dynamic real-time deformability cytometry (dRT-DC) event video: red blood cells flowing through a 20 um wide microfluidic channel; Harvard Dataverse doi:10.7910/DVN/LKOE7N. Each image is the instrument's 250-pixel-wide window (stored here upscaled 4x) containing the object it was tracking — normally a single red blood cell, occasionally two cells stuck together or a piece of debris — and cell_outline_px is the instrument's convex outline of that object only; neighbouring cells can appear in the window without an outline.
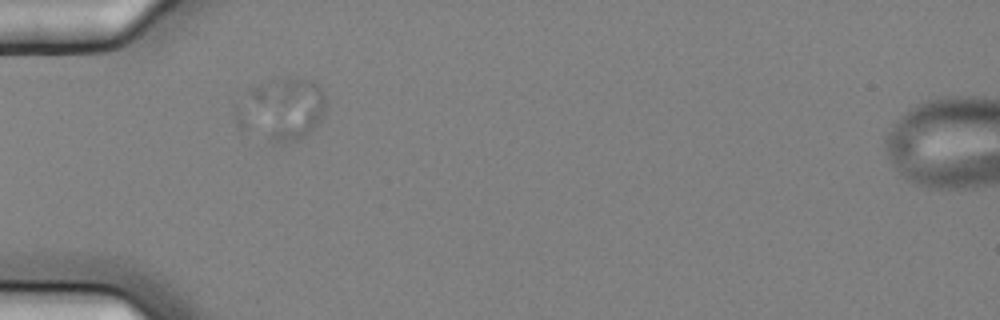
{"species": "common noctule bat (a hibernating species)", "species_latin": "Nyctalus noctula", "temperature_condition": "cold", "stored_images_in_passage": 3, "camera_frame_rate_fps": 3000, "um_per_image_px": 0.085, "animal": {"sex": "female", "body_mass_g": 25.1}, "frame": {"image": 1, "passage_image": 1, "time_ms": 0.0, "image_size_px": [1000, 320], "cell_outline_px": [[328, 100], [324, 112], [316, 124], [300, 140], [272, 144], [236, 128], [232, 100], [248, 88], [276, 76], [312, 80], [320, 88]], "centroid_in_image_um": [23.77, 9.28], "position_along_channel_um": 61.2, "area_um2": 34.51}}
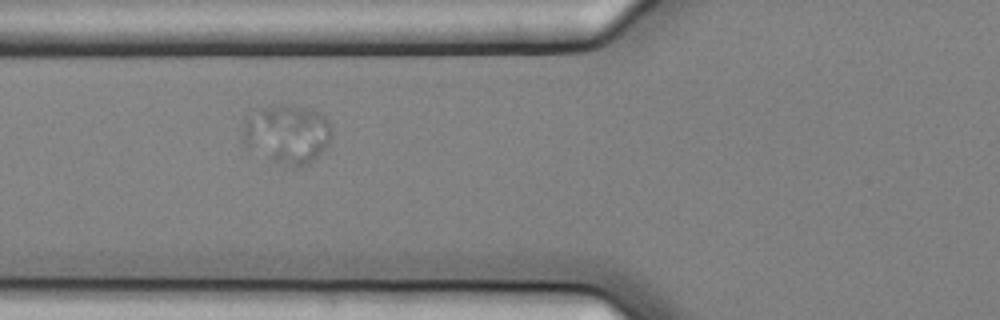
{"frame": {"image": 2, "passage_image": 2, "time_ms": 0.333, "image_size_px": [1000, 320], "cell_outline_px": [[332, 136], [328, 144], [308, 164], [292, 164], [272, 160], [244, 144], [244, 116], [260, 108], [288, 100], [320, 112], [332, 124]], "centroid_in_image_um": [24.43, 11.26], "position_along_channel_um": 101.4, "area_um2": 30.69}}
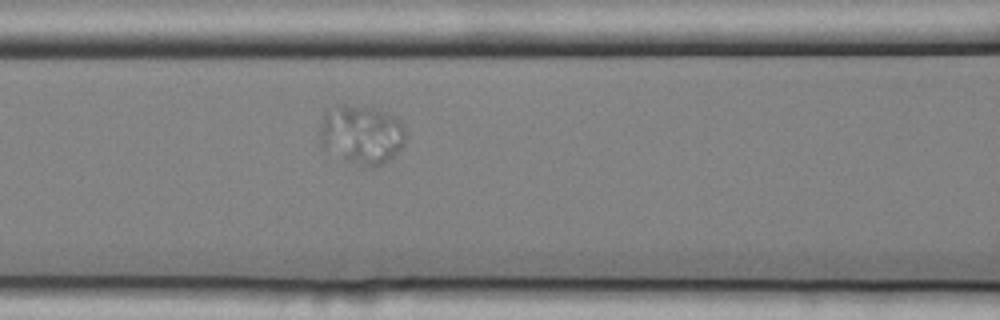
{"frame": {"image": 3, "passage_image": 3, "time_ms": 0.667, "image_size_px": [1000, 320], "cell_outline_px": [[404, 144], [392, 156], [380, 164], [372, 168], [352, 160], [320, 144], [320, 128], [324, 108], [344, 104], [372, 108], [396, 116], [404, 124]], "centroid_in_image_um": [30.73, 11.35], "position_along_channel_um": 135.9, "area_um2": 28.78}}